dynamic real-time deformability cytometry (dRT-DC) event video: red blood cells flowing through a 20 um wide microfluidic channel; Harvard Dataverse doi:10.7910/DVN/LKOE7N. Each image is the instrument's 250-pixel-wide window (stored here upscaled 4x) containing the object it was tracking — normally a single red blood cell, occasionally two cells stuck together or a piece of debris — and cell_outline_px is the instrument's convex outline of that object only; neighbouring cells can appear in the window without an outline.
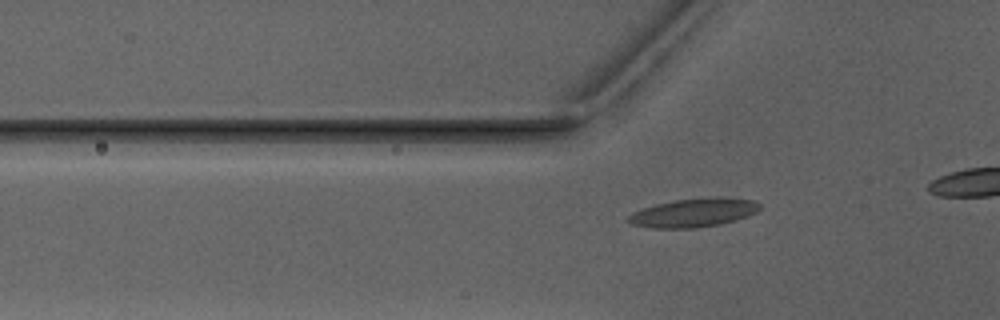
{"species": "Egyptian fruit bat (a non-hibernating species)", "species_latin": "Rousettus aegyptiacus", "temperature_condition": "warm", "stored_images_in_passage": 8, "camera_frame_rate_fps": 3000, "um_per_image_px": 0.085, "animal": {"sex": "male"}, "frame": {"image": 1, "passage_image": 6, "time_ms": 7.0, "image_size_px": [1000, 320], "cell_outline_px": [[760, 208], [756, 212], [748, 216], [720, 224], [696, 228], [652, 228], [632, 224], [628, 220], [628, 216], [632, 212], [656, 204], [676, 200], [712, 196], [720, 196], [756, 200], [760, 204]], "centroid_in_image_um": [59.0, 18.06], "position_along_channel_um": 66.8, "area_um2": 22.08}}